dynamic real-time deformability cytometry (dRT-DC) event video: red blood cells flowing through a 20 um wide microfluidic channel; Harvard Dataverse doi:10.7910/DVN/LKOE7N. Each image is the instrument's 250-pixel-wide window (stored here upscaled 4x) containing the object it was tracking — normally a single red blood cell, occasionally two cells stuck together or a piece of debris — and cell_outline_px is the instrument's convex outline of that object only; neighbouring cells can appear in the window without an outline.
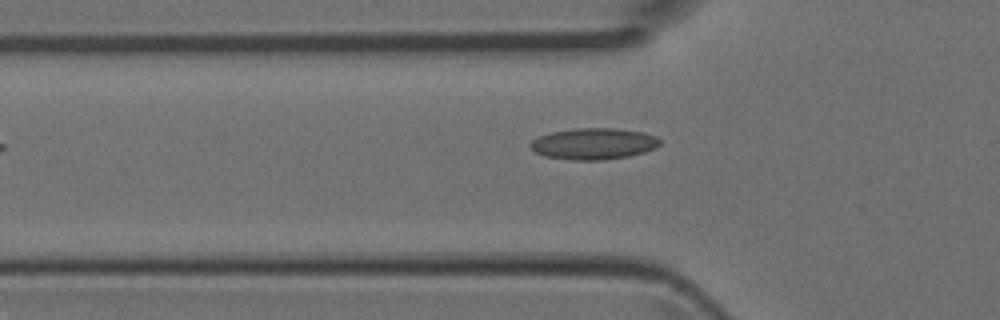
{"species": "Egyptian fruit bat (a non-hibernating species)", "species_latin": "Rousettus aegyptiacus", "temperature_condition": "room temperature", "stored_images_in_passage": 4, "camera_frame_rate_fps": 3000, "um_per_image_px": 0.085, "animal": {"sex": "female"}, "frame": {"image": 1, "passage_image": 3, "time_ms": 0.667, "image_size_px": [1000, 320], "cell_outline_px": [[660, 144], [656, 148], [644, 152], [628, 156], [600, 160], [572, 160], [544, 156], [536, 152], [528, 144], [532, 140], [540, 136], [552, 132], [576, 128], [612, 128], [644, 132], [656, 136], [660, 140]], "centroid_in_image_um": [50.47, 12.22], "position_along_channel_um": 75.3, "area_um2": 23.58}}